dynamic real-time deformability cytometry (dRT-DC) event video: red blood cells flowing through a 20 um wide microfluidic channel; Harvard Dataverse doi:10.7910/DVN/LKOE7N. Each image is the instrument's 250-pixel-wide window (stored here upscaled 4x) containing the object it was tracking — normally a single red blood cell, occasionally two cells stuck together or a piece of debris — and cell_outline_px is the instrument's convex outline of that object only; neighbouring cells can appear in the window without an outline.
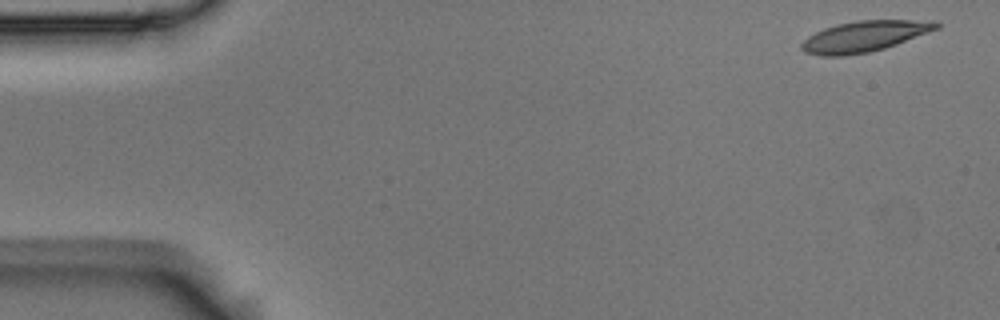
{"species": "Egyptian fruit bat (a non-hibernating species)", "species_latin": "Rousettus aegyptiacus", "temperature_condition": "room temperature", "stored_images_in_passage": 4, "camera_frame_rate_fps": 3000, "um_per_image_px": 0.085, "animal": {"sex": "male"}, "frame": {"image": 1, "passage_image": 1, "time_ms": 0.0, "image_size_px": [1000, 320], "cell_outline_px": [[940, 28], [896, 44], [884, 48], [868, 52], [844, 56], [820, 56], [804, 52], [800, 48], [800, 44], [808, 36], [824, 28], [836, 24], [856, 20], [940, 20]], "centroid_in_image_um": [73.48, 3.08], "position_along_channel_um": 11.5, "area_um2": 24.39}}
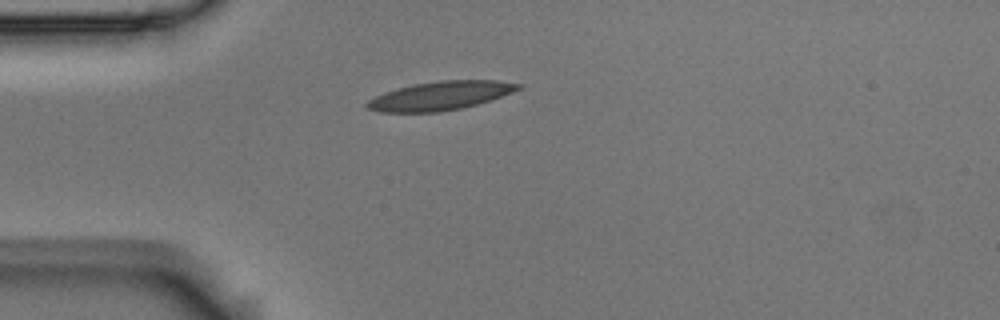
{"frame": {"image": 2, "passage_image": 4, "time_ms": 1.0, "image_size_px": [1000, 320], "cell_outline_px": [[524, 88], [492, 100], [460, 108], [440, 112], [380, 112], [368, 108], [364, 104], [368, 100], [384, 92], [396, 88], [412, 84], [440, 80], [496, 80], [524, 84]], "centroid_in_image_um": [37.47, 8.13], "position_along_channel_um": 47.5, "area_um2": 25.49}}